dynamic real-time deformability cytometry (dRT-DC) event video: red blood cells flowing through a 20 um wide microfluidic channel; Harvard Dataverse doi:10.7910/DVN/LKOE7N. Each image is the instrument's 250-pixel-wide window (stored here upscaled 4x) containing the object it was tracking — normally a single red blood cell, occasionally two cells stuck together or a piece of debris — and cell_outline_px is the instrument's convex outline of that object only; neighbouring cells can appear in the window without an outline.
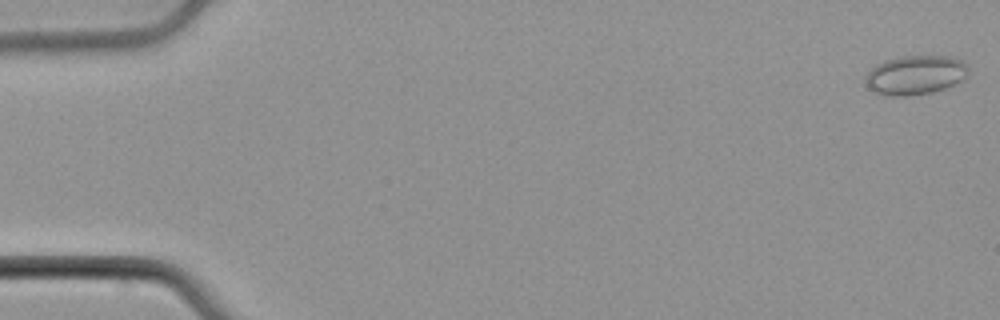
{"species": "common noctule bat (a hibernating species)", "species_latin": "Nyctalus noctula", "temperature_condition": "cold", "stored_images_in_passage": 54, "camera_frame_rate_fps": 3000, "um_per_image_px": 0.085, "animal": {"sex": "male", "body_mass_g": 21.5, "forearm_length_mm": 52.0}, "frame": {"image": 1, "passage_image": 1, "time_ms": 0.0, "image_size_px": [1000, 320], "cell_outline_px": [[968, 72], [960, 80], [944, 88], [932, 92], [908, 96], [884, 96], [868, 88], [864, 80], [864, 76], [876, 64], [884, 60], [900, 56], [948, 56], [964, 60], [968, 64]], "centroid_in_image_um": [77.76, 6.37], "position_along_channel_um": 7.2, "area_um2": 23.64}}
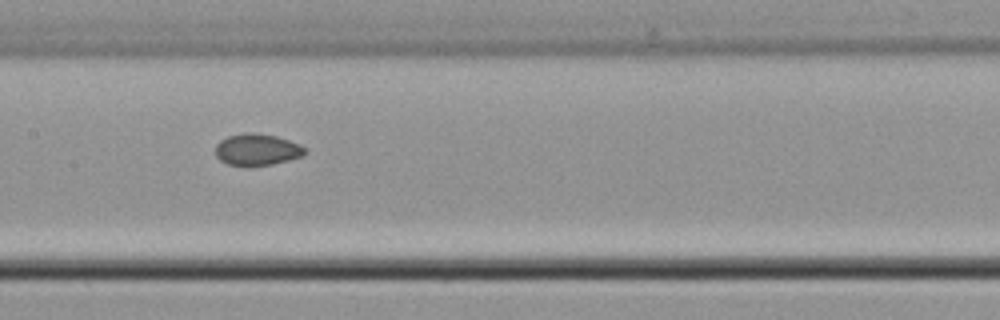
{"frame": {"image": 2, "passage_image": 27, "time_ms": 8.667, "image_size_px": [1000, 320], "cell_outline_px": [[308, 152], [304, 156], [272, 164], [248, 168], [244, 168], [228, 164], [220, 160], [216, 156], [216, 144], [220, 140], [228, 136], [244, 132], [248, 132], [276, 136], [300, 144]], "centroid_in_image_um": [21.84, 12.75], "position_along_channel_um": 185.6, "area_um2": 16.88}}
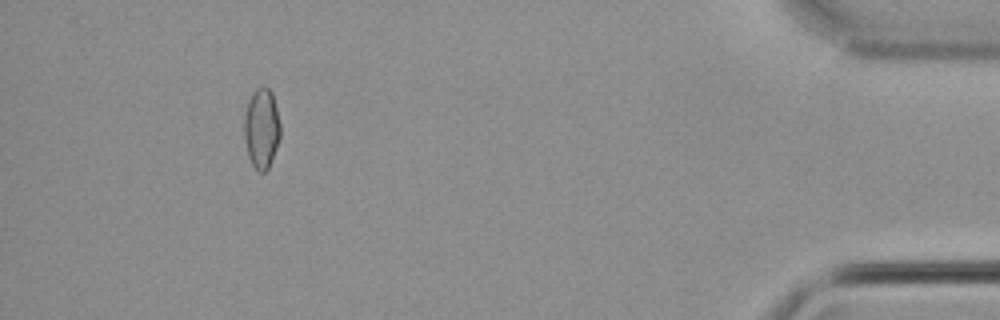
{"frame": {"image": 3, "passage_image": 50, "time_ms": 16.333, "image_size_px": [1000, 320], "cell_outline_px": [[280, 136], [276, 148], [268, 168], [264, 172], [260, 172], [252, 164], [248, 156], [244, 140], [244, 112], [248, 100], [252, 92], [256, 88], [264, 84], [272, 92], [280, 124]], "centroid_in_image_um": [22.21, 10.86], "position_along_channel_um": 413.0, "area_um2": 16.99}, "authors_computed_cell_mechanics": {"area_um2": 17.0221, "velocity_mm_per_s": 3.7961, "shape_relaxation_time_tau1_ms": null, "shape_relaxation_time_tau2_ms": 2.452, "deformation_change_tau1": null, "deformation_change_tau2": 0.0521}}